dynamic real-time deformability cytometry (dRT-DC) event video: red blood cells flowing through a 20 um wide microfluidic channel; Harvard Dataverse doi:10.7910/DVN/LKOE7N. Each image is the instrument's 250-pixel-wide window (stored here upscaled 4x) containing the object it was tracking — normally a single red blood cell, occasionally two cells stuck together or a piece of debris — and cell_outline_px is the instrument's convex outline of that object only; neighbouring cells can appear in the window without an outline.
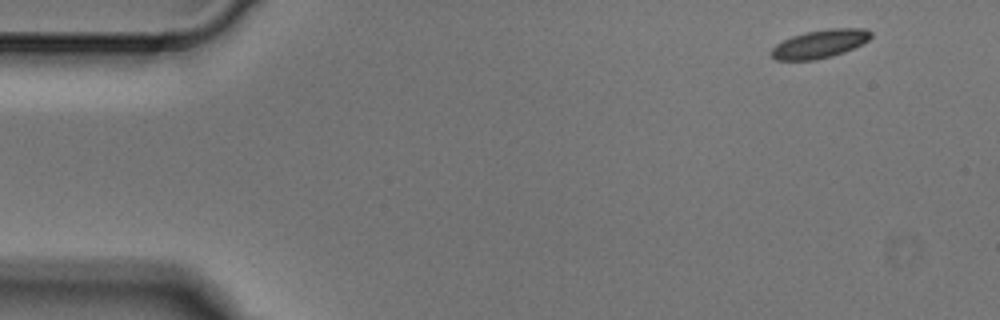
{"species": "Egyptian fruit bat (a non-hibernating species)", "species_latin": "Rousettus aegyptiacus", "temperature_condition": "cold", "stored_images_in_passage": 4, "camera_frame_rate_fps": 3000, "um_per_image_px": 0.085, "animal": {"sex": "male"}, "frame": {"image": 1, "passage_image": 1, "time_ms": 0.0, "image_size_px": [1000, 320], "cell_outline_px": [[872, 36], [868, 40], [844, 52], [832, 56], [816, 60], [776, 60], [768, 52], [776, 44], [792, 36], [804, 32], [828, 28], [864, 28], [872, 32]], "centroid_in_image_um": [69.66, 3.72], "position_along_channel_um": 15.3, "area_um2": 16.47}}
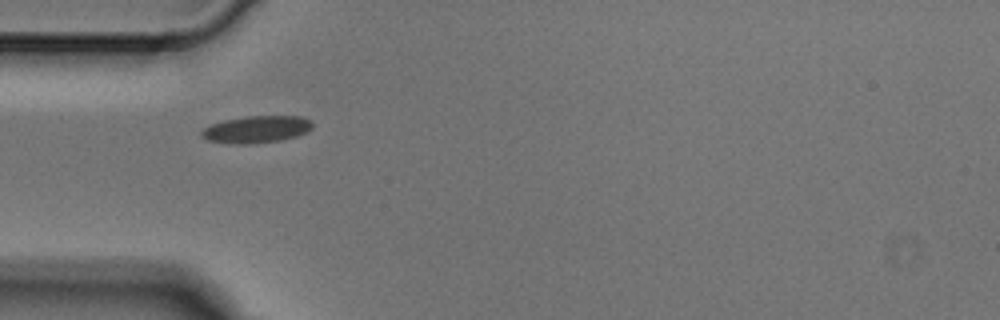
{"frame": {"image": 2, "passage_image": 4, "time_ms": 1.0, "image_size_px": [1000, 320], "cell_outline_px": [[312, 128], [308, 132], [296, 136], [280, 140], [248, 144], [236, 144], [208, 140], [200, 136], [200, 132], [204, 128], [212, 124], [224, 120], [248, 116], [300, 116], [312, 120]], "centroid_in_image_um": [21.82, 10.99], "position_along_channel_um": 63.2, "area_um2": 17.46}}